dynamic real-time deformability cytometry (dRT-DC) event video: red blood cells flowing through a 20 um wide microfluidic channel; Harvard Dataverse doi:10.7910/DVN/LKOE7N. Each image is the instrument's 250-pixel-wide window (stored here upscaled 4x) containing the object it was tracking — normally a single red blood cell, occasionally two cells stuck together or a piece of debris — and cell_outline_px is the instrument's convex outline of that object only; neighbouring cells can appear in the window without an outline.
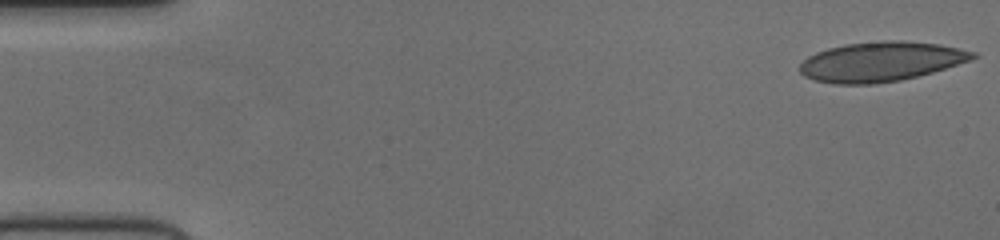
{"species": "human", "species_latin": "Homo sapiens", "temperature_condition": "cold", "stored_images_in_passage": 52, "camera_frame_rate_fps": 3000, "um_per_image_px": 0.085, "donor": {"sex": "female"}, "frame": {"image": 1, "passage_image": 1, "time_ms": 0.0, "image_size_px": [1000, 240], "cell_outline_px": [[976, 56], [968, 60], [932, 72], [900, 80], [872, 84], [836, 84], [816, 80], [804, 76], [800, 72], [800, 64], [804, 60], [816, 52], [828, 48], [848, 44], [884, 40], [900, 40], [936, 44], [976, 52]], "centroid_in_image_um": [74.83, 5.24], "position_along_channel_um": 10.2, "area_um2": 39.3}}
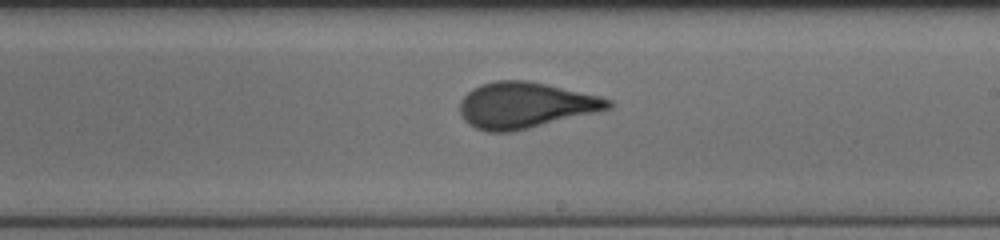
{"frame": {"image": 2, "passage_image": 30, "time_ms": 9.667, "image_size_px": [1000, 240], "cell_outline_px": [[612, 108], [596, 112], [512, 132], [488, 132], [476, 128], [468, 124], [464, 120], [460, 112], [460, 100], [472, 88], [480, 84], [496, 80], [528, 80], [548, 84], [600, 96], [612, 100]], "centroid_in_image_um": [44.63, 8.93], "position_along_channel_um": 244.4, "area_um2": 39.82}}
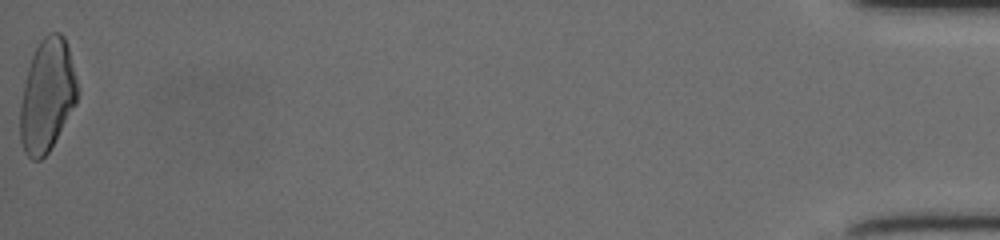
{"frame": {"image": 3, "passage_image": 52, "time_ms": 17.0, "image_size_px": [1000, 240], "cell_outline_px": [[76, 104], [48, 152], [40, 160], [32, 160], [24, 152], [20, 140], [20, 108], [24, 84], [28, 68], [32, 56], [40, 40], [48, 32], [60, 32], [64, 36], [68, 48], [76, 80]], "centroid_in_image_um": [3.98, 8.12], "position_along_channel_um": 431.2, "area_um2": 37.11}}